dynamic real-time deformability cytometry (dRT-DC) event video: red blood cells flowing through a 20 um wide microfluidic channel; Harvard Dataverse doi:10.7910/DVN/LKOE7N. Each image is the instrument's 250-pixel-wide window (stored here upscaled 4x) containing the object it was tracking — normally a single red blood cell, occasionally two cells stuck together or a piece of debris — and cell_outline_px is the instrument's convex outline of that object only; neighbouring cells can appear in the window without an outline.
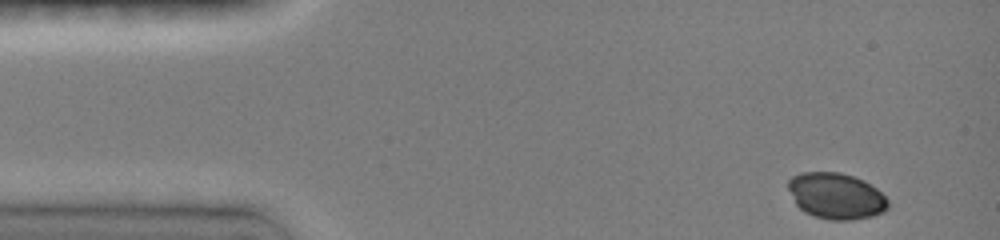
{"species": "common noctule bat (a hibernating species)", "species_latin": "Nyctalus noctula", "temperature_condition": "room temperature", "stored_images_in_passage": 10, "camera_frame_rate_fps": 3000, "um_per_image_px": 0.085, "animal": {"sex": "female", "body_mass_g": 19.0, "forearm_length_mm": 51.5}, "frame": {"image": 1, "passage_image": 1, "time_ms": 0.0, "image_size_px": [1000, 240], "cell_outline_px": [[888, 208], [884, 212], [872, 216], [852, 220], [828, 220], [812, 216], [804, 212], [796, 204], [788, 188], [788, 180], [792, 176], [800, 172], [840, 172], [864, 180], [876, 188], [888, 200]], "centroid_in_image_um": [71.06, 16.66], "position_along_channel_um": 13.9, "area_um2": 26.99}}
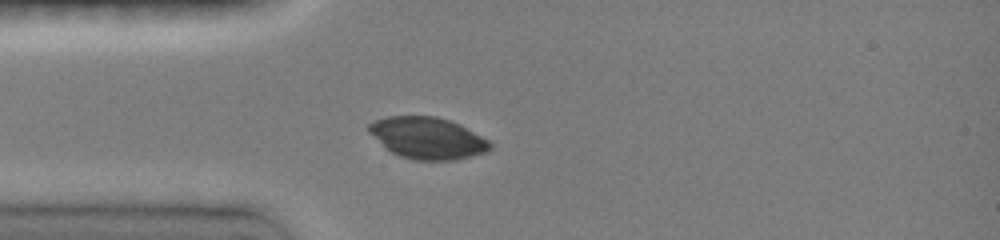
{"frame": {"image": 2, "passage_image": 6, "time_ms": 3.0, "image_size_px": [1000, 240], "cell_outline_px": [[492, 148], [488, 152], [456, 160], [412, 160], [400, 156], [384, 148], [368, 132], [368, 124], [372, 120], [388, 116], [436, 116], [460, 124], [488, 140], [492, 144]], "centroid_in_image_um": [36.32, 11.74], "position_along_channel_um": 48.7, "area_um2": 29.71}}
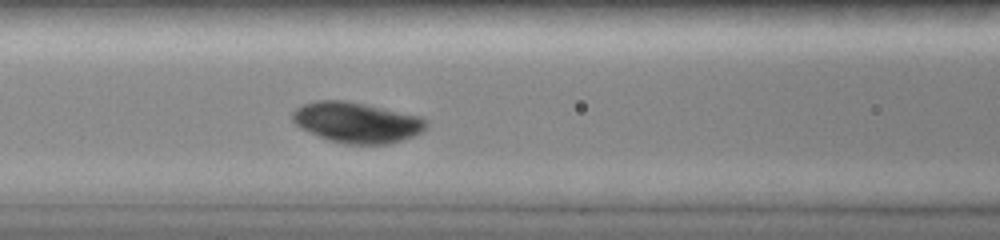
{"frame": {"image": 3, "passage_image": 10, "time_ms": 5.333, "image_size_px": [1000, 240], "cell_outline_px": [[428, 128], [412, 136], [388, 144], [344, 144], [328, 140], [300, 128], [292, 120], [292, 112], [296, 108], [304, 104], [316, 100], [348, 100], [420, 116], [428, 120]], "centroid_in_image_um": [30.32, 10.4], "position_along_channel_um": 136.3, "area_um2": 31.73}}